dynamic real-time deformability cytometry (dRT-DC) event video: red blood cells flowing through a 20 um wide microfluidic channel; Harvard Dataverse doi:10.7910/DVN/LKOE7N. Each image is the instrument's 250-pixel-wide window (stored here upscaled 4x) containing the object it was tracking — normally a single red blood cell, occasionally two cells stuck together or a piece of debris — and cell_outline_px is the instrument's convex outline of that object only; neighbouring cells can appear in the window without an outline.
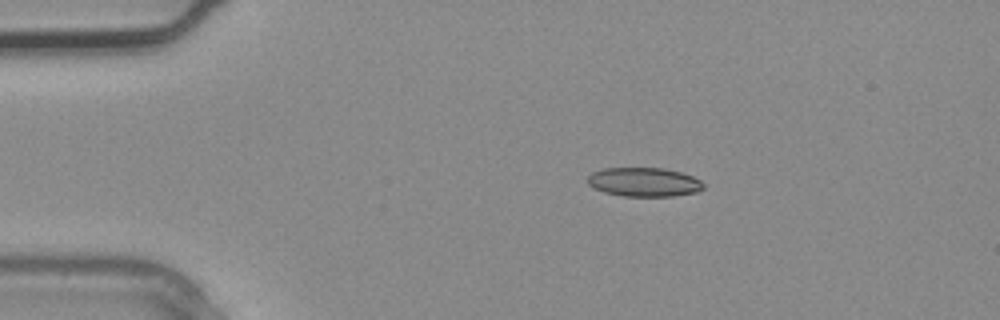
{"species": "common noctule bat (a hibernating species)", "species_latin": "Nyctalus noctula", "temperature_condition": "warm", "stored_images_in_passage": 4, "camera_frame_rate_fps": 3000, "um_per_image_px": 0.085, "animal": {"sex": "male", "body_mass_g": 20.4}, "frame": {"image": 1, "passage_image": 2, "time_ms": 0.333, "image_size_px": [1000, 320], "cell_outline_px": [[704, 188], [696, 192], [672, 196], [624, 196], [604, 192], [592, 188], [588, 184], [588, 176], [592, 172], [604, 168], [664, 168], [680, 172], [692, 176], [700, 180], [704, 184]], "centroid_in_image_um": [54.72, 15.47], "position_along_channel_um": 30.3, "area_um2": 19.59}}